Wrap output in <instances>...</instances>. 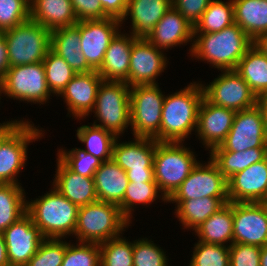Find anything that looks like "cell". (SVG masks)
I'll use <instances>...</instances> for the list:
<instances>
[{"label": "cell", "mask_w": 267, "mask_h": 266, "mask_svg": "<svg viewBox=\"0 0 267 266\" xmlns=\"http://www.w3.org/2000/svg\"><path fill=\"white\" fill-rule=\"evenodd\" d=\"M132 140L122 142L117 137L112 148V160L126 171L129 182H155L153 160L158 141L142 137Z\"/></svg>", "instance_id": "obj_11"}, {"label": "cell", "mask_w": 267, "mask_h": 266, "mask_svg": "<svg viewBox=\"0 0 267 266\" xmlns=\"http://www.w3.org/2000/svg\"><path fill=\"white\" fill-rule=\"evenodd\" d=\"M159 84L134 85L130 88V123L134 137L160 142V125L165 94Z\"/></svg>", "instance_id": "obj_7"}, {"label": "cell", "mask_w": 267, "mask_h": 266, "mask_svg": "<svg viewBox=\"0 0 267 266\" xmlns=\"http://www.w3.org/2000/svg\"><path fill=\"white\" fill-rule=\"evenodd\" d=\"M171 7L172 0H128L126 13L120 22L125 24L123 22L130 19L129 33L136 38H146Z\"/></svg>", "instance_id": "obj_24"}, {"label": "cell", "mask_w": 267, "mask_h": 266, "mask_svg": "<svg viewBox=\"0 0 267 266\" xmlns=\"http://www.w3.org/2000/svg\"><path fill=\"white\" fill-rule=\"evenodd\" d=\"M104 13L117 20H122L126 13L128 0H100Z\"/></svg>", "instance_id": "obj_49"}, {"label": "cell", "mask_w": 267, "mask_h": 266, "mask_svg": "<svg viewBox=\"0 0 267 266\" xmlns=\"http://www.w3.org/2000/svg\"><path fill=\"white\" fill-rule=\"evenodd\" d=\"M30 19V4L26 0H0V27L7 30Z\"/></svg>", "instance_id": "obj_45"}, {"label": "cell", "mask_w": 267, "mask_h": 266, "mask_svg": "<svg viewBox=\"0 0 267 266\" xmlns=\"http://www.w3.org/2000/svg\"><path fill=\"white\" fill-rule=\"evenodd\" d=\"M52 187L78 207L98 201L94 178L70 170L58 157Z\"/></svg>", "instance_id": "obj_23"}, {"label": "cell", "mask_w": 267, "mask_h": 266, "mask_svg": "<svg viewBox=\"0 0 267 266\" xmlns=\"http://www.w3.org/2000/svg\"><path fill=\"white\" fill-rule=\"evenodd\" d=\"M234 23L254 40L267 32V0H232Z\"/></svg>", "instance_id": "obj_31"}, {"label": "cell", "mask_w": 267, "mask_h": 266, "mask_svg": "<svg viewBox=\"0 0 267 266\" xmlns=\"http://www.w3.org/2000/svg\"><path fill=\"white\" fill-rule=\"evenodd\" d=\"M157 199L167 203L156 182H129L119 208L123 216L132 224L136 206L140 204L148 207Z\"/></svg>", "instance_id": "obj_35"}, {"label": "cell", "mask_w": 267, "mask_h": 266, "mask_svg": "<svg viewBox=\"0 0 267 266\" xmlns=\"http://www.w3.org/2000/svg\"><path fill=\"white\" fill-rule=\"evenodd\" d=\"M7 247L9 264L26 266L45 239L26 213L2 232Z\"/></svg>", "instance_id": "obj_18"}, {"label": "cell", "mask_w": 267, "mask_h": 266, "mask_svg": "<svg viewBox=\"0 0 267 266\" xmlns=\"http://www.w3.org/2000/svg\"><path fill=\"white\" fill-rule=\"evenodd\" d=\"M6 30L0 27V43L5 39Z\"/></svg>", "instance_id": "obj_56"}, {"label": "cell", "mask_w": 267, "mask_h": 266, "mask_svg": "<svg viewBox=\"0 0 267 266\" xmlns=\"http://www.w3.org/2000/svg\"><path fill=\"white\" fill-rule=\"evenodd\" d=\"M24 188L15 184H0V231L18 221L27 213Z\"/></svg>", "instance_id": "obj_34"}, {"label": "cell", "mask_w": 267, "mask_h": 266, "mask_svg": "<svg viewBox=\"0 0 267 266\" xmlns=\"http://www.w3.org/2000/svg\"><path fill=\"white\" fill-rule=\"evenodd\" d=\"M4 41L10 67L43 62L51 49V32L29 19L7 29Z\"/></svg>", "instance_id": "obj_8"}, {"label": "cell", "mask_w": 267, "mask_h": 266, "mask_svg": "<svg viewBox=\"0 0 267 266\" xmlns=\"http://www.w3.org/2000/svg\"><path fill=\"white\" fill-rule=\"evenodd\" d=\"M95 189L98 201L120 205L129 180L124 171L112 159L101 163L94 175Z\"/></svg>", "instance_id": "obj_28"}, {"label": "cell", "mask_w": 267, "mask_h": 266, "mask_svg": "<svg viewBox=\"0 0 267 266\" xmlns=\"http://www.w3.org/2000/svg\"><path fill=\"white\" fill-rule=\"evenodd\" d=\"M235 113L231 109L215 106L203 98L198 110L197 127L194 133L209 153L226 139Z\"/></svg>", "instance_id": "obj_20"}, {"label": "cell", "mask_w": 267, "mask_h": 266, "mask_svg": "<svg viewBox=\"0 0 267 266\" xmlns=\"http://www.w3.org/2000/svg\"><path fill=\"white\" fill-rule=\"evenodd\" d=\"M49 190L35 200H27V214L45 238L74 236L79 207L54 187Z\"/></svg>", "instance_id": "obj_3"}, {"label": "cell", "mask_w": 267, "mask_h": 266, "mask_svg": "<svg viewBox=\"0 0 267 266\" xmlns=\"http://www.w3.org/2000/svg\"><path fill=\"white\" fill-rule=\"evenodd\" d=\"M229 202L267 201V157L234 174L228 181Z\"/></svg>", "instance_id": "obj_21"}, {"label": "cell", "mask_w": 267, "mask_h": 266, "mask_svg": "<svg viewBox=\"0 0 267 266\" xmlns=\"http://www.w3.org/2000/svg\"><path fill=\"white\" fill-rule=\"evenodd\" d=\"M25 119L0 145V184L22 185L17 177L26 166L28 145L45 136L46 130Z\"/></svg>", "instance_id": "obj_10"}, {"label": "cell", "mask_w": 267, "mask_h": 266, "mask_svg": "<svg viewBox=\"0 0 267 266\" xmlns=\"http://www.w3.org/2000/svg\"><path fill=\"white\" fill-rule=\"evenodd\" d=\"M122 236L99 244L100 266H133V241Z\"/></svg>", "instance_id": "obj_39"}, {"label": "cell", "mask_w": 267, "mask_h": 266, "mask_svg": "<svg viewBox=\"0 0 267 266\" xmlns=\"http://www.w3.org/2000/svg\"><path fill=\"white\" fill-rule=\"evenodd\" d=\"M204 98L200 81L164 97L160 142H184L196 131L198 110Z\"/></svg>", "instance_id": "obj_2"}, {"label": "cell", "mask_w": 267, "mask_h": 266, "mask_svg": "<svg viewBox=\"0 0 267 266\" xmlns=\"http://www.w3.org/2000/svg\"><path fill=\"white\" fill-rule=\"evenodd\" d=\"M30 20L43 25L50 32L74 26L78 22L71 0H32Z\"/></svg>", "instance_id": "obj_27"}, {"label": "cell", "mask_w": 267, "mask_h": 266, "mask_svg": "<svg viewBox=\"0 0 267 266\" xmlns=\"http://www.w3.org/2000/svg\"><path fill=\"white\" fill-rule=\"evenodd\" d=\"M260 266H267V244L261 247Z\"/></svg>", "instance_id": "obj_55"}, {"label": "cell", "mask_w": 267, "mask_h": 266, "mask_svg": "<svg viewBox=\"0 0 267 266\" xmlns=\"http://www.w3.org/2000/svg\"><path fill=\"white\" fill-rule=\"evenodd\" d=\"M199 161L186 180L167 200H191L204 197L228 198V182L211 159Z\"/></svg>", "instance_id": "obj_14"}, {"label": "cell", "mask_w": 267, "mask_h": 266, "mask_svg": "<svg viewBox=\"0 0 267 266\" xmlns=\"http://www.w3.org/2000/svg\"><path fill=\"white\" fill-rule=\"evenodd\" d=\"M7 266H23V265H12V264H9Z\"/></svg>", "instance_id": "obj_57"}, {"label": "cell", "mask_w": 267, "mask_h": 266, "mask_svg": "<svg viewBox=\"0 0 267 266\" xmlns=\"http://www.w3.org/2000/svg\"><path fill=\"white\" fill-rule=\"evenodd\" d=\"M80 21L74 26L51 32V49L61 56L75 73L94 71L81 51Z\"/></svg>", "instance_id": "obj_26"}, {"label": "cell", "mask_w": 267, "mask_h": 266, "mask_svg": "<svg viewBox=\"0 0 267 266\" xmlns=\"http://www.w3.org/2000/svg\"><path fill=\"white\" fill-rule=\"evenodd\" d=\"M0 95L33 104H46L52 99L47 86L44 64L37 62L10 67L0 81Z\"/></svg>", "instance_id": "obj_9"}, {"label": "cell", "mask_w": 267, "mask_h": 266, "mask_svg": "<svg viewBox=\"0 0 267 266\" xmlns=\"http://www.w3.org/2000/svg\"><path fill=\"white\" fill-rule=\"evenodd\" d=\"M257 105L260 107L265 123V130L267 134V93L258 97Z\"/></svg>", "instance_id": "obj_54"}, {"label": "cell", "mask_w": 267, "mask_h": 266, "mask_svg": "<svg viewBox=\"0 0 267 266\" xmlns=\"http://www.w3.org/2000/svg\"><path fill=\"white\" fill-rule=\"evenodd\" d=\"M66 247L65 238H45L26 266H61Z\"/></svg>", "instance_id": "obj_44"}, {"label": "cell", "mask_w": 267, "mask_h": 266, "mask_svg": "<svg viewBox=\"0 0 267 266\" xmlns=\"http://www.w3.org/2000/svg\"><path fill=\"white\" fill-rule=\"evenodd\" d=\"M211 1L212 0H172V6L179 11L192 26H195Z\"/></svg>", "instance_id": "obj_47"}, {"label": "cell", "mask_w": 267, "mask_h": 266, "mask_svg": "<svg viewBox=\"0 0 267 266\" xmlns=\"http://www.w3.org/2000/svg\"><path fill=\"white\" fill-rule=\"evenodd\" d=\"M10 68L8 61V52L6 48L5 41L0 43V81L4 78L7 70Z\"/></svg>", "instance_id": "obj_51"}, {"label": "cell", "mask_w": 267, "mask_h": 266, "mask_svg": "<svg viewBox=\"0 0 267 266\" xmlns=\"http://www.w3.org/2000/svg\"><path fill=\"white\" fill-rule=\"evenodd\" d=\"M234 23V5L232 0H212L194 26V33H213Z\"/></svg>", "instance_id": "obj_37"}, {"label": "cell", "mask_w": 267, "mask_h": 266, "mask_svg": "<svg viewBox=\"0 0 267 266\" xmlns=\"http://www.w3.org/2000/svg\"><path fill=\"white\" fill-rule=\"evenodd\" d=\"M121 29L120 20L110 17L80 21L81 51L94 71L100 69L111 40Z\"/></svg>", "instance_id": "obj_17"}, {"label": "cell", "mask_w": 267, "mask_h": 266, "mask_svg": "<svg viewBox=\"0 0 267 266\" xmlns=\"http://www.w3.org/2000/svg\"><path fill=\"white\" fill-rule=\"evenodd\" d=\"M176 203L174 213L183 228L195 231L211 215L229 202L228 198L204 197L191 200H167V203Z\"/></svg>", "instance_id": "obj_29"}, {"label": "cell", "mask_w": 267, "mask_h": 266, "mask_svg": "<svg viewBox=\"0 0 267 266\" xmlns=\"http://www.w3.org/2000/svg\"><path fill=\"white\" fill-rule=\"evenodd\" d=\"M188 266H230L229 247L197 240Z\"/></svg>", "instance_id": "obj_41"}, {"label": "cell", "mask_w": 267, "mask_h": 266, "mask_svg": "<svg viewBox=\"0 0 267 266\" xmlns=\"http://www.w3.org/2000/svg\"><path fill=\"white\" fill-rule=\"evenodd\" d=\"M253 40L236 23L213 33H194L190 56L217 70H235ZM197 58V59H196Z\"/></svg>", "instance_id": "obj_1"}, {"label": "cell", "mask_w": 267, "mask_h": 266, "mask_svg": "<svg viewBox=\"0 0 267 266\" xmlns=\"http://www.w3.org/2000/svg\"><path fill=\"white\" fill-rule=\"evenodd\" d=\"M130 88L123 81L103 80L92 111L96 117L93 124L112 132L116 137L124 135L126 129L131 127Z\"/></svg>", "instance_id": "obj_6"}, {"label": "cell", "mask_w": 267, "mask_h": 266, "mask_svg": "<svg viewBox=\"0 0 267 266\" xmlns=\"http://www.w3.org/2000/svg\"><path fill=\"white\" fill-rule=\"evenodd\" d=\"M196 155V156H195ZM184 142H157L153 160L154 180L168 199L200 160Z\"/></svg>", "instance_id": "obj_5"}, {"label": "cell", "mask_w": 267, "mask_h": 266, "mask_svg": "<svg viewBox=\"0 0 267 266\" xmlns=\"http://www.w3.org/2000/svg\"><path fill=\"white\" fill-rule=\"evenodd\" d=\"M209 154L228 181L234 174L264 160L267 157V148H251L242 152L211 151Z\"/></svg>", "instance_id": "obj_33"}, {"label": "cell", "mask_w": 267, "mask_h": 266, "mask_svg": "<svg viewBox=\"0 0 267 266\" xmlns=\"http://www.w3.org/2000/svg\"><path fill=\"white\" fill-rule=\"evenodd\" d=\"M20 119H13L10 121L2 122L0 125V145L1 143L24 121Z\"/></svg>", "instance_id": "obj_50"}, {"label": "cell", "mask_w": 267, "mask_h": 266, "mask_svg": "<svg viewBox=\"0 0 267 266\" xmlns=\"http://www.w3.org/2000/svg\"><path fill=\"white\" fill-rule=\"evenodd\" d=\"M76 132L79 142L86 144L83 149L87 153L102 162L112 159V148L117 138L112 132L92 123L78 127Z\"/></svg>", "instance_id": "obj_36"}, {"label": "cell", "mask_w": 267, "mask_h": 266, "mask_svg": "<svg viewBox=\"0 0 267 266\" xmlns=\"http://www.w3.org/2000/svg\"><path fill=\"white\" fill-rule=\"evenodd\" d=\"M47 86L56 97H59L66 85L76 74L66 61L52 49L43 60Z\"/></svg>", "instance_id": "obj_38"}, {"label": "cell", "mask_w": 267, "mask_h": 266, "mask_svg": "<svg viewBox=\"0 0 267 266\" xmlns=\"http://www.w3.org/2000/svg\"><path fill=\"white\" fill-rule=\"evenodd\" d=\"M168 57L164 50L156 48L146 38L133 41L128 86L159 84L156 79L168 66Z\"/></svg>", "instance_id": "obj_15"}, {"label": "cell", "mask_w": 267, "mask_h": 266, "mask_svg": "<svg viewBox=\"0 0 267 266\" xmlns=\"http://www.w3.org/2000/svg\"><path fill=\"white\" fill-rule=\"evenodd\" d=\"M235 71L257 96L267 93V55L251 46L239 60Z\"/></svg>", "instance_id": "obj_32"}, {"label": "cell", "mask_w": 267, "mask_h": 266, "mask_svg": "<svg viewBox=\"0 0 267 266\" xmlns=\"http://www.w3.org/2000/svg\"><path fill=\"white\" fill-rule=\"evenodd\" d=\"M233 243L263 247L267 244L265 203L232 202Z\"/></svg>", "instance_id": "obj_16"}, {"label": "cell", "mask_w": 267, "mask_h": 266, "mask_svg": "<svg viewBox=\"0 0 267 266\" xmlns=\"http://www.w3.org/2000/svg\"><path fill=\"white\" fill-rule=\"evenodd\" d=\"M71 3L78 21L108 18L100 0H71Z\"/></svg>", "instance_id": "obj_48"}, {"label": "cell", "mask_w": 267, "mask_h": 266, "mask_svg": "<svg viewBox=\"0 0 267 266\" xmlns=\"http://www.w3.org/2000/svg\"><path fill=\"white\" fill-rule=\"evenodd\" d=\"M9 265L7 247L2 232L0 231V266Z\"/></svg>", "instance_id": "obj_53"}, {"label": "cell", "mask_w": 267, "mask_h": 266, "mask_svg": "<svg viewBox=\"0 0 267 266\" xmlns=\"http://www.w3.org/2000/svg\"><path fill=\"white\" fill-rule=\"evenodd\" d=\"M152 239L138 238L133 241V266H170L166 252Z\"/></svg>", "instance_id": "obj_43"}, {"label": "cell", "mask_w": 267, "mask_h": 266, "mask_svg": "<svg viewBox=\"0 0 267 266\" xmlns=\"http://www.w3.org/2000/svg\"><path fill=\"white\" fill-rule=\"evenodd\" d=\"M57 157L73 172L94 178L96 170L102 161L87 153L83 148H72L69 151L63 147L58 149Z\"/></svg>", "instance_id": "obj_40"}, {"label": "cell", "mask_w": 267, "mask_h": 266, "mask_svg": "<svg viewBox=\"0 0 267 266\" xmlns=\"http://www.w3.org/2000/svg\"><path fill=\"white\" fill-rule=\"evenodd\" d=\"M209 84L201 81L204 98L215 106L235 112L257 105L258 97L235 70H220Z\"/></svg>", "instance_id": "obj_12"}, {"label": "cell", "mask_w": 267, "mask_h": 266, "mask_svg": "<svg viewBox=\"0 0 267 266\" xmlns=\"http://www.w3.org/2000/svg\"><path fill=\"white\" fill-rule=\"evenodd\" d=\"M67 242L61 266H100V246L98 243Z\"/></svg>", "instance_id": "obj_42"}, {"label": "cell", "mask_w": 267, "mask_h": 266, "mask_svg": "<svg viewBox=\"0 0 267 266\" xmlns=\"http://www.w3.org/2000/svg\"><path fill=\"white\" fill-rule=\"evenodd\" d=\"M130 225L118 205L97 201L79 207L74 237L76 242L100 244L124 234Z\"/></svg>", "instance_id": "obj_4"}, {"label": "cell", "mask_w": 267, "mask_h": 266, "mask_svg": "<svg viewBox=\"0 0 267 266\" xmlns=\"http://www.w3.org/2000/svg\"><path fill=\"white\" fill-rule=\"evenodd\" d=\"M192 233L200 242L229 247L233 243L232 202L226 203Z\"/></svg>", "instance_id": "obj_30"}, {"label": "cell", "mask_w": 267, "mask_h": 266, "mask_svg": "<svg viewBox=\"0 0 267 266\" xmlns=\"http://www.w3.org/2000/svg\"><path fill=\"white\" fill-rule=\"evenodd\" d=\"M136 39L131 33L121 30L111 40L105 52L98 74L105 81H128L130 55L133 41Z\"/></svg>", "instance_id": "obj_25"}, {"label": "cell", "mask_w": 267, "mask_h": 266, "mask_svg": "<svg viewBox=\"0 0 267 266\" xmlns=\"http://www.w3.org/2000/svg\"><path fill=\"white\" fill-rule=\"evenodd\" d=\"M261 247L232 243L229 246L230 266H260Z\"/></svg>", "instance_id": "obj_46"}, {"label": "cell", "mask_w": 267, "mask_h": 266, "mask_svg": "<svg viewBox=\"0 0 267 266\" xmlns=\"http://www.w3.org/2000/svg\"><path fill=\"white\" fill-rule=\"evenodd\" d=\"M102 81L103 79L97 71L74 75L59 95L66 104L69 117L85 120L86 116L92 115L97 92Z\"/></svg>", "instance_id": "obj_19"}, {"label": "cell", "mask_w": 267, "mask_h": 266, "mask_svg": "<svg viewBox=\"0 0 267 266\" xmlns=\"http://www.w3.org/2000/svg\"><path fill=\"white\" fill-rule=\"evenodd\" d=\"M255 46L261 53L267 55V32L261 33L253 40Z\"/></svg>", "instance_id": "obj_52"}, {"label": "cell", "mask_w": 267, "mask_h": 266, "mask_svg": "<svg viewBox=\"0 0 267 266\" xmlns=\"http://www.w3.org/2000/svg\"><path fill=\"white\" fill-rule=\"evenodd\" d=\"M194 26L191 25L173 6L155 25L146 39L156 48L168 52V49L185 46L190 43L189 53L193 45Z\"/></svg>", "instance_id": "obj_22"}, {"label": "cell", "mask_w": 267, "mask_h": 266, "mask_svg": "<svg viewBox=\"0 0 267 266\" xmlns=\"http://www.w3.org/2000/svg\"><path fill=\"white\" fill-rule=\"evenodd\" d=\"M251 148H267L265 123L258 105L236 112L226 139L212 151L242 152Z\"/></svg>", "instance_id": "obj_13"}]
</instances>
